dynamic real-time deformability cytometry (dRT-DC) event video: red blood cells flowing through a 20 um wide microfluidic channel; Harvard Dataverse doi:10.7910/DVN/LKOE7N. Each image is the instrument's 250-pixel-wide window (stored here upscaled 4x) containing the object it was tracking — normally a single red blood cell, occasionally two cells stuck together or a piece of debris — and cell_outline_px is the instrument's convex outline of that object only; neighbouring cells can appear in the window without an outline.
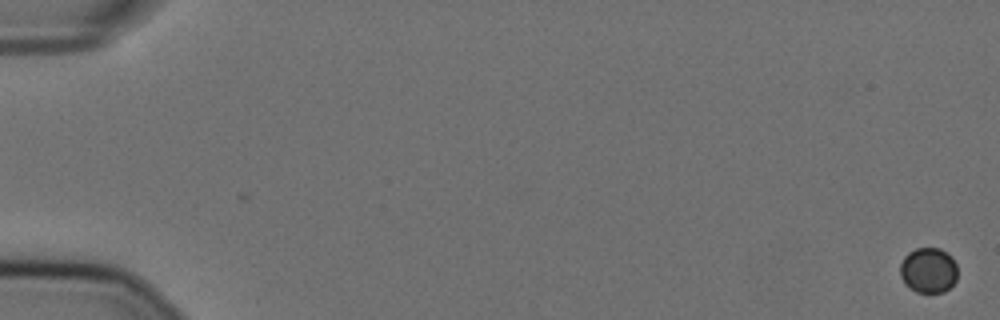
{"species": "Egyptian fruit bat (a non-hibernating species)", "species_latin": "Rousettus aegyptiacus", "temperature_condition": "cold", "stored_images_in_passage": 58, "camera_frame_rate_fps": 3000, "um_per_image_px": 0.085, "animal": {"sex": "female"}, "frame": {"image": 1, "passage_image": 1, "time_ms": 0.0, "image_size_px": [1000, 320], "cell_outline_px": [[956, 280], [944, 292], [916, 292], [908, 288], [904, 284], [900, 276], [900, 264], [904, 256], [908, 252], [916, 248], [940, 248], [952, 256], [956, 264]], "centroid_in_image_um": [78.89, 22.97], "position_along_channel_um": 6.1, "area_um2": 15.32}}
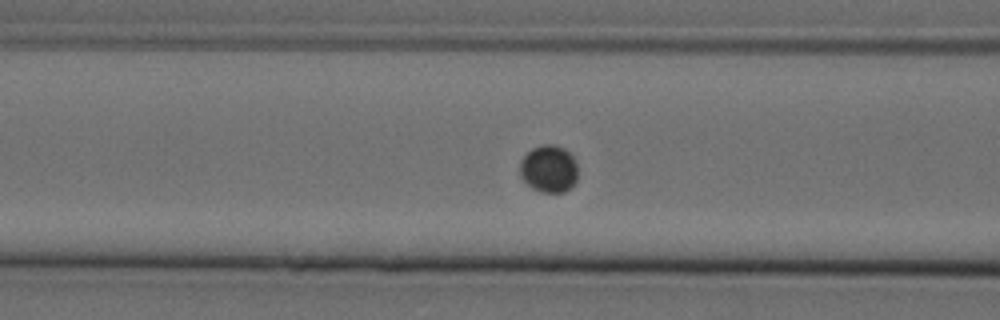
{"frame": {"image": 2, "passage_image": 25, "time_ms": 8.0, "image_size_px": [1000, 320], "cell_outline_px": [[576, 180], [564, 192], [540, 192], [532, 188], [520, 176], [520, 160], [532, 148], [544, 144], [552, 144], [564, 148], [576, 160]], "centroid_in_image_um": [46.63, 14.34], "position_along_channel_um": 120.0, "area_um2": 15.84}}
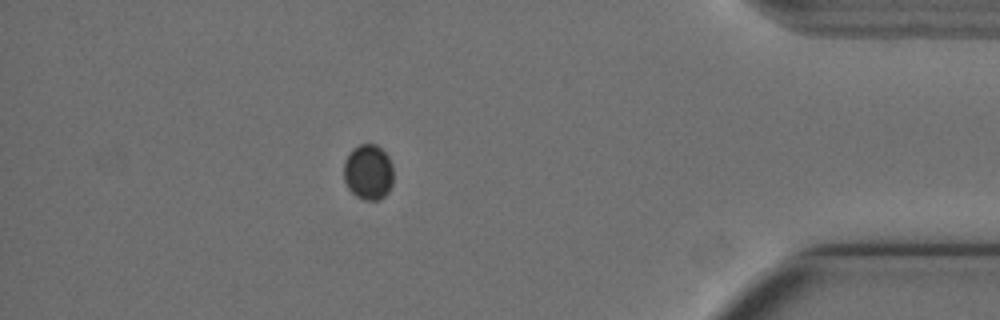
{"frame": {"image": 3, "passage_image": 52, "time_ms": 17.0, "image_size_px": [1000, 320], "cell_outline_px": [[392, 184], [388, 192], [380, 200], [364, 200], [356, 196], [348, 188], [344, 180], [344, 160], [348, 152], [352, 148], [360, 144], [376, 144], [388, 156], [392, 164]], "centroid_in_image_um": [31.29, 14.62], "position_along_channel_um": 403.9, "area_um2": 16.18}}